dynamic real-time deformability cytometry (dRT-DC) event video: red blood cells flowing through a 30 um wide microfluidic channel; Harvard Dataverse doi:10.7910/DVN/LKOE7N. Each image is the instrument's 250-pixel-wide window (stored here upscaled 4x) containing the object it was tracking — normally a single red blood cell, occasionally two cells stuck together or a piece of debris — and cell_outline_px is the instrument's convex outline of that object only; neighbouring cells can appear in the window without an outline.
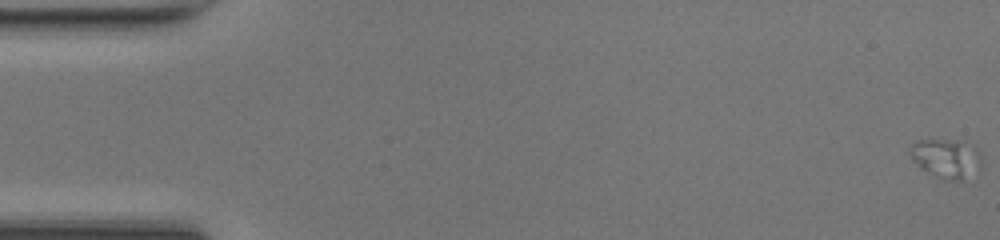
{"species": "common noctule bat (a hibernating species)", "species_latin": "Nyctalus noctula", "temperature_condition": "room temperature", "stored_images_in_passage": 51, "camera_frame_rate_fps": 3000, "um_per_image_px": 0.085, "animal": {"sex": "female", "body_mass_g": 17.0, "forearm_length_mm": 48.0}, "frame": {"image": 1, "passage_image": 1, "time_ms": 0.0, "image_size_px": [1000, 240], "cell_outline_px": [[984, 164], [980, 168], [960, 180], [944, 180], [920, 168], [912, 160], [908, 152], [908, 148], [916, 140], [944, 140], [976, 148]], "centroid_in_image_um": [80.37, 13.48], "position_along_channel_um": 4.6, "area_um2": 15.95}}
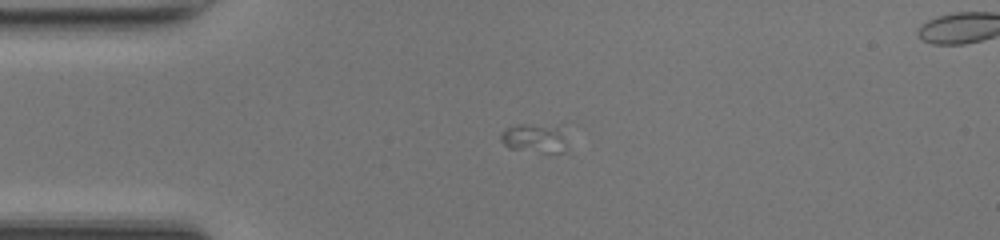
{"frame": {"image": 2, "passage_image": 13, "time_ms": 4.0, "image_size_px": [1000, 240], "cell_outline_px": [[564, 152], [540, 152], [508, 148], [500, 140], [500, 136], [508, 128], [520, 124], [524, 124], [556, 128], [560, 132]], "centroid_in_image_um": [45.3, 11.78], "position_along_channel_um": 39.7, "area_um2": 10.23}}
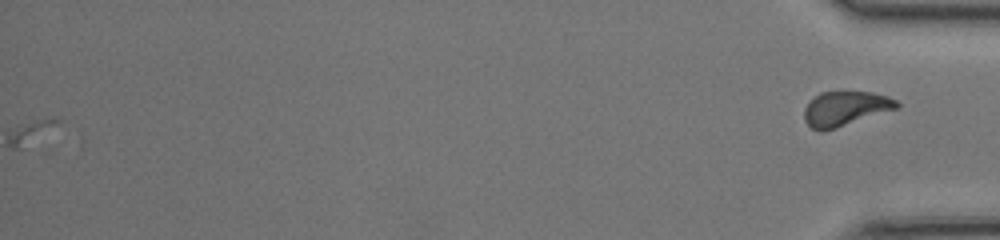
{"frame": {"image": 3, "passage_image": 51, "time_ms": 16.667, "image_size_px": [1000, 240], "cell_outline_px": [[900, 104], [896, 108], [820, 132], [812, 128], [804, 120], [804, 108], [808, 100], [820, 92], [872, 92], [888, 96], [896, 100]], "centroid_in_image_um": [71.78, 9.2], "position_along_channel_um": 363.4, "area_um2": 18.26}}